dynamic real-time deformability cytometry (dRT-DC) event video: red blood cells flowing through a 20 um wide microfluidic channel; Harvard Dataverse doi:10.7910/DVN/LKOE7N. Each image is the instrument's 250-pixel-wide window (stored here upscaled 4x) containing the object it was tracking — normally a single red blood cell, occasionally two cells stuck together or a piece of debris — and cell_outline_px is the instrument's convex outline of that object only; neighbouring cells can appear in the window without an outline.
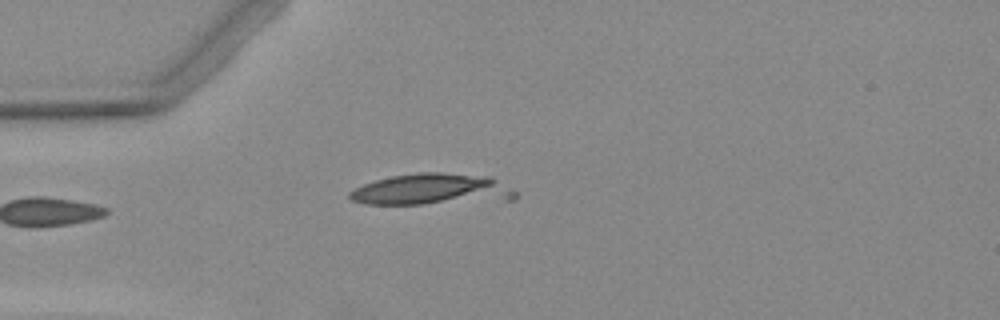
{"species": "Egyptian fruit bat (a non-hibernating species)", "species_latin": "Rousettus aegyptiacus", "temperature_condition": "warm", "stored_images_in_passage": 5, "camera_frame_rate_fps": 3000, "um_per_image_px": 0.085, "animal": {"sex": "female"}, "frame": {"image": 1, "passage_image": 5, "time_ms": 4.667, "image_size_px": [1000, 320], "cell_outline_px": [[516, 200], [420, 204], [364, 204], [352, 200], [348, 196], [348, 192], [364, 184], [376, 180], [392, 176], [416, 172], [440, 172], [492, 176], [516, 192]], "centroid_in_image_um": [36.74, 16.1], "position_along_channel_um": 48.3, "area_um2": 30.52}}